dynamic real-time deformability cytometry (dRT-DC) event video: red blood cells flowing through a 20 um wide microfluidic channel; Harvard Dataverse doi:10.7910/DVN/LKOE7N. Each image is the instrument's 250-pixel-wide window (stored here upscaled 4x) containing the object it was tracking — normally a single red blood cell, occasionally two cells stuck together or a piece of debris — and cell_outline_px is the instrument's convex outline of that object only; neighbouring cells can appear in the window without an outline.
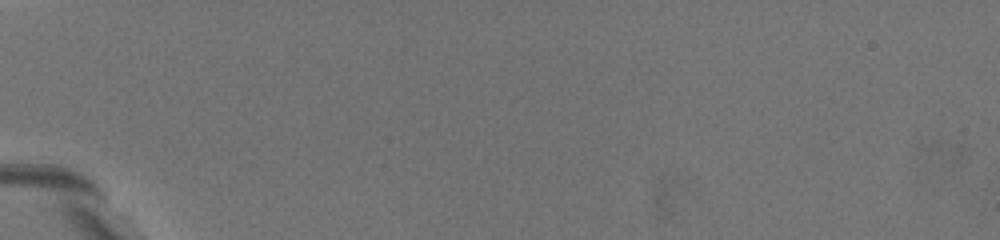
{"species": "common noctule bat (a hibernating species)", "species_latin": "Nyctalus noctula", "temperature_condition": "warm", "stored_images_in_passage": 3, "camera_frame_rate_fps": 3000, "um_per_image_px": 0.085, "animal": {"sex": "female", "body_mass_g": 19.5, "forearm_length_mm": 54.1}, "frame": {"image": 1, "passage_image": 2, "time_ms": 0.333, "image_size_px": [1000, 240], "cell_outline_px": [[176, 208], [168, 208], [112, 168], [104, 144], [104, 140], [128, 144], [160, 168], [176, 200]], "centroid_in_image_um": [11.91, 14.61], "position_along_channel_um": 73.1, "area_um2": 15.14}}